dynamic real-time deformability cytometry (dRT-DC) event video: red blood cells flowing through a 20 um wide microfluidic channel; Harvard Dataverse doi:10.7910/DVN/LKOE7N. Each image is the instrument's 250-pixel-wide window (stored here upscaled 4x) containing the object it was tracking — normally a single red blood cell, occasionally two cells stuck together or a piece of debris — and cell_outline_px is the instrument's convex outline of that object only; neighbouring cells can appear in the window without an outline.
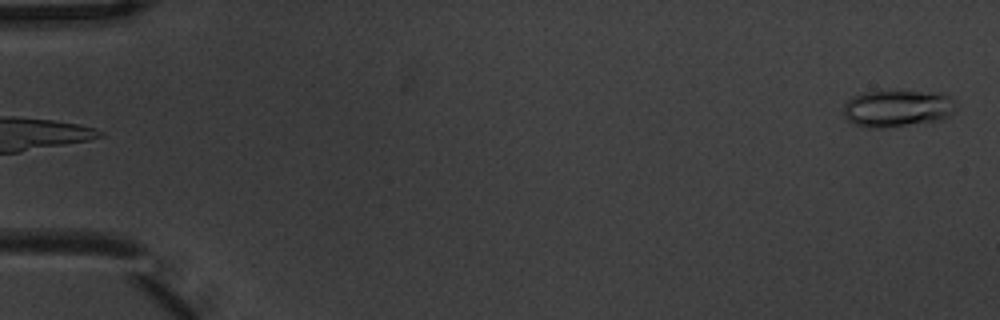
{"species": "common noctule bat (a hibernating species)", "species_latin": "Nyctalus noctula", "temperature_condition": "warm", "stored_images_in_passage": 5, "camera_frame_rate_fps": 3000, "um_per_image_px": 0.085, "animal": {"sex": "male", "body_mass_g": 20.1, "forearm_length_mm": 53.5}, "frame": {"image": 1, "passage_image": 5, "time_ms": 1.333, "image_size_px": [1000, 320], "cell_outline_px": [[956, 108], [948, 116], [940, 120], [888, 128], [868, 128], [856, 124], [848, 120], [844, 116], [844, 104], [852, 96], [864, 92], [940, 92], [956, 100]], "centroid_in_image_um": [76.29, 9.23], "position_along_channel_um": 8.7, "area_um2": 24.22}}